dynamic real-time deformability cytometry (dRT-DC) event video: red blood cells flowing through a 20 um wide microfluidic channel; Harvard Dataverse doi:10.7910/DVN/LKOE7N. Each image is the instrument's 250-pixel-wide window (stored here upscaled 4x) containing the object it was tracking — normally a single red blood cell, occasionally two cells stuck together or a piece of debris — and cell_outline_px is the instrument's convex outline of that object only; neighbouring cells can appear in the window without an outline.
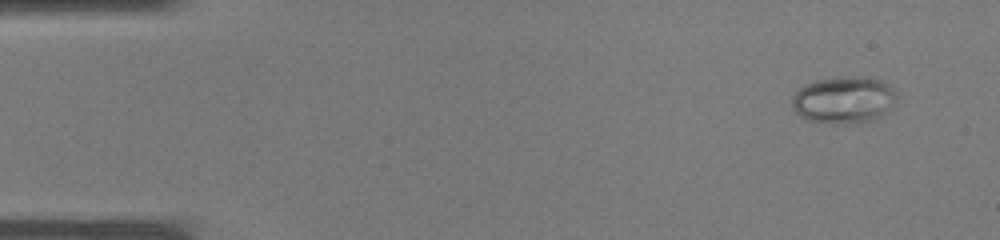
{"species": "common noctule bat (a hibernating species)", "species_latin": "Nyctalus noctula", "temperature_condition": "warm", "stored_images_in_passage": 36, "camera_frame_rate_fps": 3000, "um_per_image_px": 0.085, "animal": {"sex": "male", "body_mass_g": 19.0, "forearm_length_mm": 50.8}, "frame": {"image": 1, "passage_image": 1, "time_ms": 0.0, "image_size_px": [1000, 240], "cell_outline_px": [[896, 100], [880, 116], [856, 124], [836, 124], [808, 120], [800, 116], [792, 108], [792, 96], [804, 84], [816, 80], [852, 76], [868, 76], [880, 80], [888, 84], [896, 92]], "centroid_in_image_um": [71.7, 8.48], "position_along_channel_um": 13.3, "area_um2": 28.61}}
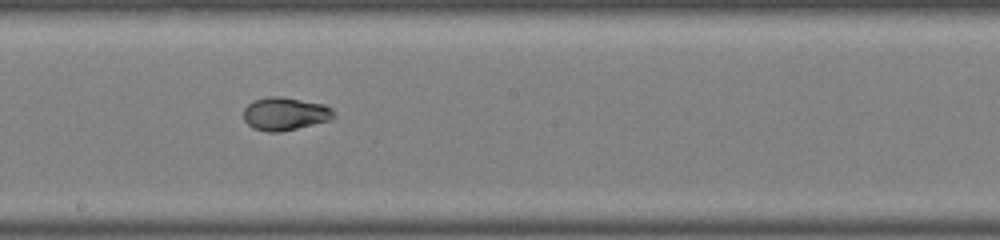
{"frame": {"image": 2, "passage_image": 19, "time_ms": 6.0, "image_size_px": [1000, 240], "cell_outline_px": [[336, 116], [332, 120], [280, 132], [268, 132], [252, 128], [244, 120], [244, 108], [248, 104], [256, 100], [268, 96], [280, 96], [324, 104], [332, 108], [336, 112]], "centroid_in_image_um": [24.26, 9.68], "position_along_channel_um": 223.9, "area_um2": 17.51}}
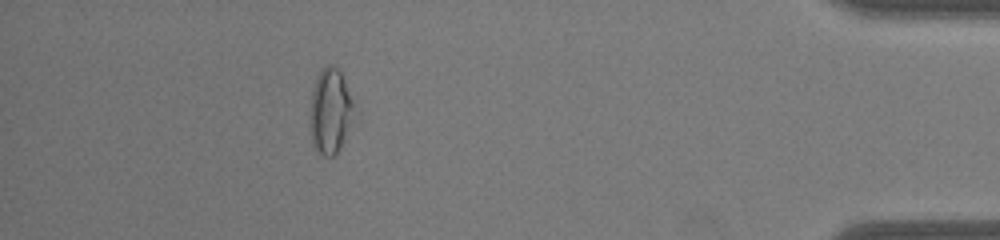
{"frame": {"image": 3, "passage_image": 32, "time_ms": 10.333, "image_size_px": [1000, 240], "cell_outline_px": [[352, 108], [344, 136], [340, 148], [332, 156], [324, 156], [316, 152], [312, 144], [312, 92], [316, 76], [328, 64], [332, 64], [340, 68], [352, 104]], "centroid_in_image_um": [28.03, 9.41], "position_along_channel_um": 407.2, "area_um2": 20.52}}